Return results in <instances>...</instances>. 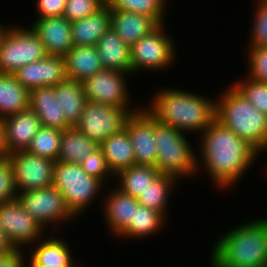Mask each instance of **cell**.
I'll list each match as a JSON object with an SVG mask.
<instances>
[{"label":"cell","mask_w":267,"mask_h":267,"mask_svg":"<svg viewBox=\"0 0 267 267\" xmlns=\"http://www.w3.org/2000/svg\"><path fill=\"white\" fill-rule=\"evenodd\" d=\"M200 135L197 172L205 171L217 189L232 190L260 154L217 119Z\"/></svg>","instance_id":"1"},{"label":"cell","mask_w":267,"mask_h":267,"mask_svg":"<svg viewBox=\"0 0 267 267\" xmlns=\"http://www.w3.org/2000/svg\"><path fill=\"white\" fill-rule=\"evenodd\" d=\"M145 105L147 111L161 124L181 133L201 134L216 119V101L191 90L161 87ZM209 98V99H208Z\"/></svg>","instance_id":"2"},{"label":"cell","mask_w":267,"mask_h":267,"mask_svg":"<svg viewBox=\"0 0 267 267\" xmlns=\"http://www.w3.org/2000/svg\"><path fill=\"white\" fill-rule=\"evenodd\" d=\"M231 229L214 241L209 258L219 267H267V217Z\"/></svg>","instance_id":"3"},{"label":"cell","mask_w":267,"mask_h":267,"mask_svg":"<svg viewBox=\"0 0 267 267\" xmlns=\"http://www.w3.org/2000/svg\"><path fill=\"white\" fill-rule=\"evenodd\" d=\"M216 100V119L252 146L259 154L267 151V116L231 84Z\"/></svg>","instance_id":"4"},{"label":"cell","mask_w":267,"mask_h":267,"mask_svg":"<svg viewBox=\"0 0 267 267\" xmlns=\"http://www.w3.org/2000/svg\"><path fill=\"white\" fill-rule=\"evenodd\" d=\"M186 136L155 119V145L157 147L155 167L161 174L174 176L179 181L198 174L197 154L194 146L192 147V143L189 142L190 138L187 139Z\"/></svg>","instance_id":"5"},{"label":"cell","mask_w":267,"mask_h":267,"mask_svg":"<svg viewBox=\"0 0 267 267\" xmlns=\"http://www.w3.org/2000/svg\"><path fill=\"white\" fill-rule=\"evenodd\" d=\"M52 185L63 195L68 209L77 219L94 205L93 201L100 199L99 193L106 188L101 180L88 175L80 164L58 161L54 164Z\"/></svg>","instance_id":"6"},{"label":"cell","mask_w":267,"mask_h":267,"mask_svg":"<svg viewBox=\"0 0 267 267\" xmlns=\"http://www.w3.org/2000/svg\"><path fill=\"white\" fill-rule=\"evenodd\" d=\"M7 27L0 40V73L14 74L26 64L47 56L45 47L30 27Z\"/></svg>","instance_id":"7"},{"label":"cell","mask_w":267,"mask_h":267,"mask_svg":"<svg viewBox=\"0 0 267 267\" xmlns=\"http://www.w3.org/2000/svg\"><path fill=\"white\" fill-rule=\"evenodd\" d=\"M166 27L165 23L160 24L130 48L132 75L135 76L145 70L164 72L174 66L178 55L175 50L176 42L169 36Z\"/></svg>","instance_id":"8"},{"label":"cell","mask_w":267,"mask_h":267,"mask_svg":"<svg viewBox=\"0 0 267 267\" xmlns=\"http://www.w3.org/2000/svg\"><path fill=\"white\" fill-rule=\"evenodd\" d=\"M140 107H114L87 101L76 128L89 139L100 145L109 136L121 132L129 116Z\"/></svg>","instance_id":"9"},{"label":"cell","mask_w":267,"mask_h":267,"mask_svg":"<svg viewBox=\"0 0 267 267\" xmlns=\"http://www.w3.org/2000/svg\"><path fill=\"white\" fill-rule=\"evenodd\" d=\"M16 199L45 230H50L47 227L52 225L51 230L56 232L60 223L64 225L66 222L70 223L77 219L68 209L63 195L53 185L38 190L19 192Z\"/></svg>","instance_id":"10"},{"label":"cell","mask_w":267,"mask_h":267,"mask_svg":"<svg viewBox=\"0 0 267 267\" xmlns=\"http://www.w3.org/2000/svg\"><path fill=\"white\" fill-rule=\"evenodd\" d=\"M127 76L130 77V73L104 69L88 77L82 82L87 100L114 107L136 108L132 106L134 103L131 104Z\"/></svg>","instance_id":"11"},{"label":"cell","mask_w":267,"mask_h":267,"mask_svg":"<svg viewBox=\"0 0 267 267\" xmlns=\"http://www.w3.org/2000/svg\"><path fill=\"white\" fill-rule=\"evenodd\" d=\"M0 228L14 248H30L45 236L46 230L18 202L0 204ZM44 232V233H43Z\"/></svg>","instance_id":"12"},{"label":"cell","mask_w":267,"mask_h":267,"mask_svg":"<svg viewBox=\"0 0 267 267\" xmlns=\"http://www.w3.org/2000/svg\"><path fill=\"white\" fill-rule=\"evenodd\" d=\"M17 192H28L52 186L55 161L17 151L8 154Z\"/></svg>","instance_id":"13"},{"label":"cell","mask_w":267,"mask_h":267,"mask_svg":"<svg viewBox=\"0 0 267 267\" xmlns=\"http://www.w3.org/2000/svg\"><path fill=\"white\" fill-rule=\"evenodd\" d=\"M127 130L134 149L136 165H153L157 160L155 143V118L144 107L127 119Z\"/></svg>","instance_id":"14"},{"label":"cell","mask_w":267,"mask_h":267,"mask_svg":"<svg viewBox=\"0 0 267 267\" xmlns=\"http://www.w3.org/2000/svg\"><path fill=\"white\" fill-rule=\"evenodd\" d=\"M14 76L29 91L46 86L54 87L67 79L65 59L63 56L47 55L19 68Z\"/></svg>","instance_id":"15"},{"label":"cell","mask_w":267,"mask_h":267,"mask_svg":"<svg viewBox=\"0 0 267 267\" xmlns=\"http://www.w3.org/2000/svg\"><path fill=\"white\" fill-rule=\"evenodd\" d=\"M29 27L44 45L47 55L64 57L74 46L71 22L64 16L35 18Z\"/></svg>","instance_id":"16"},{"label":"cell","mask_w":267,"mask_h":267,"mask_svg":"<svg viewBox=\"0 0 267 267\" xmlns=\"http://www.w3.org/2000/svg\"><path fill=\"white\" fill-rule=\"evenodd\" d=\"M55 232H51L49 237L44 236L31 246L27 251L29 259L26 265H38L43 267H83V264L74 261L70 244L63 240V237H54ZM28 260V261H27ZM78 264H77V263Z\"/></svg>","instance_id":"17"},{"label":"cell","mask_w":267,"mask_h":267,"mask_svg":"<svg viewBox=\"0 0 267 267\" xmlns=\"http://www.w3.org/2000/svg\"><path fill=\"white\" fill-rule=\"evenodd\" d=\"M114 187V188H113ZM111 187L108 194L102 198V214L104 222L111 235L118 237L128 226L129 222L133 221L134 208L139 205L137 198L121 192L116 186ZM104 205V206H103Z\"/></svg>","instance_id":"18"},{"label":"cell","mask_w":267,"mask_h":267,"mask_svg":"<svg viewBox=\"0 0 267 267\" xmlns=\"http://www.w3.org/2000/svg\"><path fill=\"white\" fill-rule=\"evenodd\" d=\"M7 153L26 151L42 127L37 114L30 108L3 118Z\"/></svg>","instance_id":"19"},{"label":"cell","mask_w":267,"mask_h":267,"mask_svg":"<svg viewBox=\"0 0 267 267\" xmlns=\"http://www.w3.org/2000/svg\"><path fill=\"white\" fill-rule=\"evenodd\" d=\"M160 24L152 17L111 9V28L130 48L143 36L148 35Z\"/></svg>","instance_id":"20"},{"label":"cell","mask_w":267,"mask_h":267,"mask_svg":"<svg viewBox=\"0 0 267 267\" xmlns=\"http://www.w3.org/2000/svg\"><path fill=\"white\" fill-rule=\"evenodd\" d=\"M29 108L40 119L41 125L47 128L65 130L71 127L63 112H60L59 98L55 96L54 87H40L30 91Z\"/></svg>","instance_id":"21"},{"label":"cell","mask_w":267,"mask_h":267,"mask_svg":"<svg viewBox=\"0 0 267 267\" xmlns=\"http://www.w3.org/2000/svg\"><path fill=\"white\" fill-rule=\"evenodd\" d=\"M104 69L132 75L130 47L110 27L96 44Z\"/></svg>","instance_id":"22"},{"label":"cell","mask_w":267,"mask_h":267,"mask_svg":"<svg viewBox=\"0 0 267 267\" xmlns=\"http://www.w3.org/2000/svg\"><path fill=\"white\" fill-rule=\"evenodd\" d=\"M110 6H103L96 13L71 22L74 46H96L99 39L111 27Z\"/></svg>","instance_id":"23"},{"label":"cell","mask_w":267,"mask_h":267,"mask_svg":"<svg viewBox=\"0 0 267 267\" xmlns=\"http://www.w3.org/2000/svg\"><path fill=\"white\" fill-rule=\"evenodd\" d=\"M64 59L68 79L83 82L104 70L96 46H73Z\"/></svg>","instance_id":"24"},{"label":"cell","mask_w":267,"mask_h":267,"mask_svg":"<svg viewBox=\"0 0 267 267\" xmlns=\"http://www.w3.org/2000/svg\"><path fill=\"white\" fill-rule=\"evenodd\" d=\"M99 147L102 149L108 167L114 175L123 169L136 165L132 142L125 128L121 132L109 136Z\"/></svg>","instance_id":"25"},{"label":"cell","mask_w":267,"mask_h":267,"mask_svg":"<svg viewBox=\"0 0 267 267\" xmlns=\"http://www.w3.org/2000/svg\"><path fill=\"white\" fill-rule=\"evenodd\" d=\"M55 96L59 98L60 112H63L65 121L74 127L79 122L87 103L82 82L66 79L54 86Z\"/></svg>","instance_id":"26"},{"label":"cell","mask_w":267,"mask_h":267,"mask_svg":"<svg viewBox=\"0 0 267 267\" xmlns=\"http://www.w3.org/2000/svg\"><path fill=\"white\" fill-rule=\"evenodd\" d=\"M30 91L17 81L14 74L0 73V118L29 108Z\"/></svg>","instance_id":"27"},{"label":"cell","mask_w":267,"mask_h":267,"mask_svg":"<svg viewBox=\"0 0 267 267\" xmlns=\"http://www.w3.org/2000/svg\"><path fill=\"white\" fill-rule=\"evenodd\" d=\"M167 221L162 213L139 204L134 208L133 221L129 222V226L117 238H127L131 241V239L142 240L155 236L160 233L162 227H165Z\"/></svg>","instance_id":"28"},{"label":"cell","mask_w":267,"mask_h":267,"mask_svg":"<svg viewBox=\"0 0 267 267\" xmlns=\"http://www.w3.org/2000/svg\"><path fill=\"white\" fill-rule=\"evenodd\" d=\"M99 145L81 133L75 126L62 131L58 162L80 164Z\"/></svg>","instance_id":"29"},{"label":"cell","mask_w":267,"mask_h":267,"mask_svg":"<svg viewBox=\"0 0 267 267\" xmlns=\"http://www.w3.org/2000/svg\"><path fill=\"white\" fill-rule=\"evenodd\" d=\"M160 174L153 165H134L119 171L114 185L121 192L138 198Z\"/></svg>","instance_id":"30"},{"label":"cell","mask_w":267,"mask_h":267,"mask_svg":"<svg viewBox=\"0 0 267 267\" xmlns=\"http://www.w3.org/2000/svg\"><path fill=\"white\" fill-rule=\"evenodd\" d=\"M177 184H180L179 180L174 176L160 174L150 183L147 189L139 195L137 200L140 205L156 210L167 218L169 217L167 213V209H169V197L172 194L171 191L175 190Z\"/></svg>","instance_id":"31"},{"label":"cell","mask_w":267,"mask_h":267,"mask_svg":"<svg viewBox=\"0 0 267 267\" xmlns=\"http://www.w3.org/2000/svg\"><path fill=\"white\" fill-rule=\"evenodd\" d=\"M61 138V130L42 126L26 151L56 162L60 152Z\"/></svg>","instance_id":"32"},{"label":"cell","mask_w":267,"mask_h":267,"mask_svg":"<svg viewBox=\"0 0 267 267\" xmlns=\"http://www.w3.org/2000/svg\"><path fill=\"white\" fill-rule=\"evenodd\" d=\"M168 0H114L110 9L125 10L154 18L159 24L166 23Z\"/></svg>","instance_id":"33"},{"label":"cell","mask_w":267,"mask_h":267,"mask_svg":"<svg viewBox=\"0 0 267 267\" xmlns=\"http://www.w3.org/2000/svg\"><path fill=\"white\" fill-rule=\"evenodd\" d=\"M241 79L239 78L240 81L237 80L232 85L256 110L267 116V82L255 81L248 76Z\"/></svg>","instance_id":"34"},{"label":"cell","mask_w":267,"mask_h":267,"mask_svg":"<svg viewBox=\"0 0 267 267\" xmlns=\"http://www.w3.org/2000/svg\"><path fill=\"white\" fill-rule=\"evenodd\" d=\"M248 47L267 46V2L254 0ZM255 3V4H254Z\"/></svg>","instance_id":"35"},{"label":"cell","mask_w":267,"mask_h":267,"mask_svg":"<svg viewBox=\"0 0 267 267\" xmlns=\"http://www.w3.org/2000/svg\"><path fill=\"white\" fill-rule=\"evenodd\" d=\"M246 50V66L249 70H246V76L255 81L267 82V46L247 47Z\"/></svg>","instance_id":"36"},{"label":"cell","mask_w":267,"mask_h":267,"mask_svg":"<svg viewBox=\"0 0 267 267\" xmlns=\"http://www.w3.org/2000/svg\"><path fill=\"white\" fill-rule=\"evenodd\" d=\"M80 165L88 175L101 180L103 183H106L107 180L109 181L112 177L113 179L115 178V175L108 167L106 158L100 147L90 153L88 157L80 163Z\"/></svg>","instance_id":"37"},{"label":"cell","mask_w":267,"mask_h":267,"mask_svg":"<svg viewBox=\"0 0 267 267\" xmlns=\"http://www.w3.org/2000/svg\"><path fill=\"white\" fill-rule=\"evenodd\" d=\"M102 7L98 0H66L63 16L73 22L96 13Z\"/></svg>","instance_id":"38"},{"label":"cell","mask_w":267,"mask_h":267,"mask_svg":"<svg viewBox=\"0 0 267 267\" xmlns=\"http://www.w3.org/2000/svg\"><path fill=\"white\" fill-rule=\"evenodd\" d=\"M12 165L9 159H0V204L11 202L17 198Z\"/></svg>","instance_id":"39"},{"label":"cell","mask_w":267,"mask_h":267,"mask_svg":"<svg viewBox=\"0 0 267 267\" xmlns=\"http://www.w3.org/2000/svg\"><path fill=\"white\" fill-rule=\"evenodd\" d=\"M36 17L48 18L63 16L66 6V0H37Z\"/></svg>","instance_id":"40"},{"label":"cell","mask_w":267,"mask_h":267,"mask_svg":"<svg viewBox=\"0 0 267 267\" xmlns=\"http://www.w3.org/2000/svg\"><path fill=\"white\" fill-rule=\"evenodd\" d=\"M24 249L15 248L14 250L0 255V267H26Z\"/></svg>","instance_id":"41"},{"label":"cell","mask_w":267,"mask_h":267,"mask_svg":"<svg viewBox=\"0 0 267 267\" xmlns=\"http://www.w3.org/2000/svg\"><path fill=\"white\" fill-rule=\"evenodd\" d=\"M14 249L6 233L0 228V255L6 254Z\"/></svg>","instance_id":"42"},{"label":"cell","mask_w":267,"mask_h":267,"mask_svg":"<svg viewBox=\"0 0 267 267\" xmlns=\"http://www.w3.org/2000/svg\"><path fill=\"white\" fill-rule=\"evenodd\" d=\"M5 124L3 119L0 118V159L8 156L7 147L5 144Z\"/></svg>","instance_id":"43"},{"label":"cell","mask_w":267,"mask_h":267,"mask_svg":"<svg viewBox=\"0 0 267 267\" xmlns=\"http://www.w3.org/2000/svg\"><path fill=\"white\" fill-rule=\"evenodd\" d=\"M103 6H110L114 0H98Z\"/></svg>","instance_id":"44"},{"label":"cell","mask_w":267,"mask_h":267,"mask_svg":"<svg viewBox=\"0 0 267 267\" xmlns=\"http://www.w3.org/2000/svg\"><path fill=\"white\" fill-rule=\"evenodd\" d=\"M8 26L0 23V40Z\"/></svg>","instance_id":"45"},{"label":"cell","mask_w":267,"mask_h":267,"mask_svg":"<svg viewBox=\"0 0 267 267\" xmlns=\"http://www.w3.org/2000/svg\"><path fill=\"white\" fill-rule=\"evenodd\" d=\"M211 261L210 264H211V267H219L217 264H215L211 259L209 260Z\"/></svg>","instance_id":"46"},{"label":"cell","mask_w":267,"mask_h":267,"mask_svg":"<svg viewBox=\"0 0 267 267\" xmlns=\"http://www.w3.org/2000/svg\"><path fill=\"white\" fill-rule=\"evenodd\" d=\"M26 267H43V266H38V265H26Z\"/></svg>","instance_id":"47"},{"label":"cell","mask_w":267,"mask_h":267,"mask_svg":"<svg viewBox=\"0 0 267 267\" xmlns=\"http://www.w3.org/2000/svg\"><path fill=\"white\" fill-rule=\"evenodd\" d=\"M256 1H262V2H267V0H256Z\"/></svg>","instance_id":"48"}]
</instances>
